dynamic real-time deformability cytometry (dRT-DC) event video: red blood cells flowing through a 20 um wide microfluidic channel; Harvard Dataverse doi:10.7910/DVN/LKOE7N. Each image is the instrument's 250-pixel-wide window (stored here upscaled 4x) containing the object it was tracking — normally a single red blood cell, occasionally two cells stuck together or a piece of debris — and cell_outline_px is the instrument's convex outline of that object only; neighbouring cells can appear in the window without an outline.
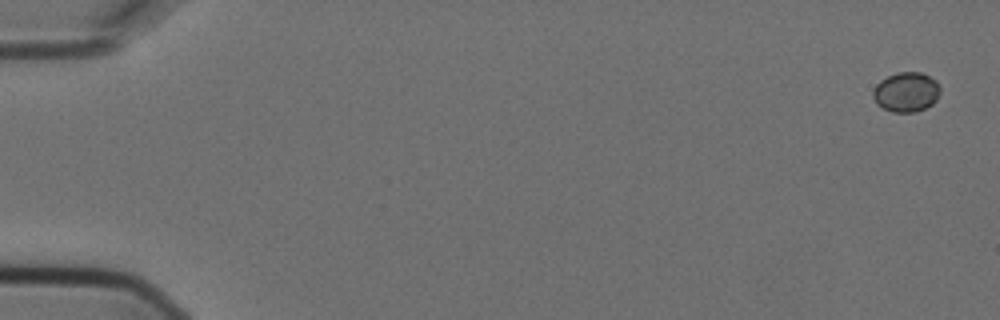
{"species": "Egyptian fruit bat (a non-hibernating species)", "species_latin": "Rousettus aegyptiacus", "temperature_condition": "cold", "stored_images_in_passage": 6, "camera_frame_rate_fps": 3000, "um_per_image_px": 0.085, "animal": {"sex": "female"}, "frame": {"image": 1, "passage_image": 1, "time_ms": 0.0, "image_size_px": [1000, 320], "cell_outline_px": [[940, 92], [936, 100], [932, 104], [916, 112], [892, 112], [876, 104], [872, 96], [872, 92], [876, 84], [880, 80], [896, 72], [920, 72], [936, 80], [940, 88]], "centroid_in_image_um": [77.01, 7.82], "position_along_channel_um": 8.0, "area_um2": 15.61}}
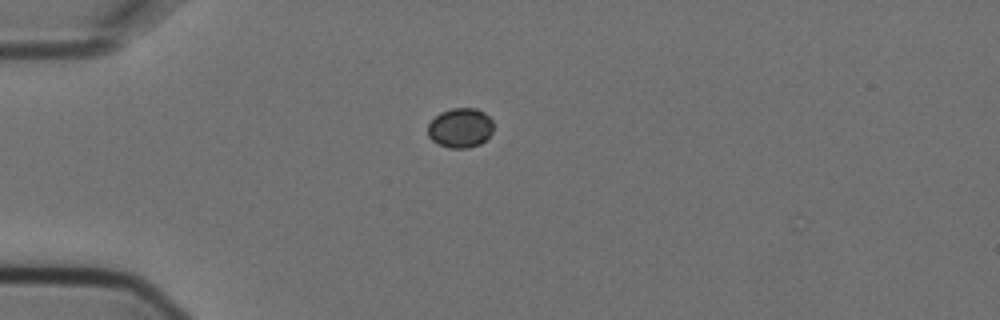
{"frame": {"image": 2, "passage_image": 5, "time_ms": 1.333, "image_size_px": [1000, 320], "cell_outline_px": [[492, 132], [480, 144], [468, 148], [448, 148], [432, 140], [428, 136], [428, 124], [440, 112], [452, 108], [476, 108], [484, 112], [492, 120]], "centroid_in_image_um": [39.12, 10.86], "position_along_channel_um": 45.9, "area_um2": 15.09}}